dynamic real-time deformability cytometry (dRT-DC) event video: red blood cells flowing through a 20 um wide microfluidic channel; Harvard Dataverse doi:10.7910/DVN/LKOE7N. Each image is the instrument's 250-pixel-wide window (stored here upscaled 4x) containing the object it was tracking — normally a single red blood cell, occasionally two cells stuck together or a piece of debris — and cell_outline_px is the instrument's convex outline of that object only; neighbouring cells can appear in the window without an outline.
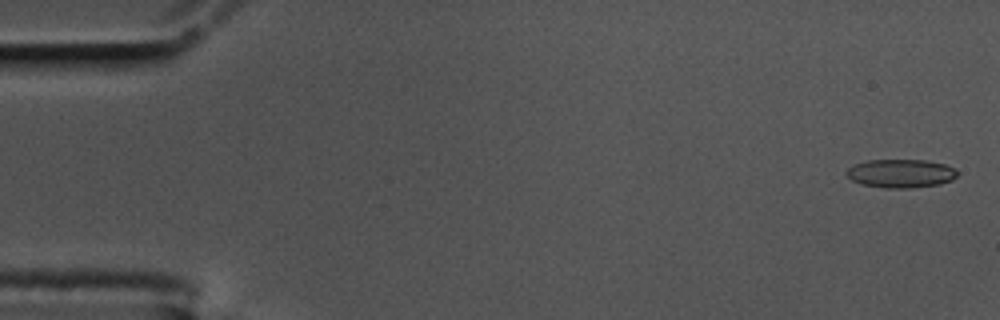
{"species": "common noctule bat (a hibernating species)", "species_latin": "Nyctalus noctula", "temperature_condition": "cold", "stored_images_in_passage": 58, "camera_frame_rate_fps": 3000, "um_per_image_px": 0.085, "animal": {"sex": "male", "body_mass_g": 17.5, "forearm_length_mm": 52.3}, "frame": {"image": 1, "passage_image": 2, "time_ms": 0.333, "image_size_px": [1000, 320], "cell_outline_px": [[960, 172], [952, 180], [940, 184], [908, 188], [888, 188], [864, 184], [852, 180], [844, 172], [852, 164], [864, 160], [924, 160], [944, 164]], "centroid_in_image_um": [76.55, 14.73], "position_along_channel_um": 8.5, "area_um2": 18.38}}
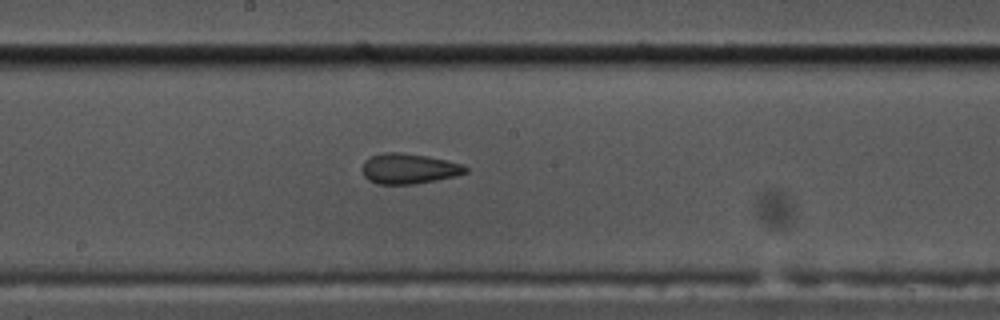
{"frame": {"image": 2, "passage_image": 31, "time_ms": 10.0, "image_size_px": [1000, 320], "cell_outline_px": [[468, 172], [456, 176], [416, 184], [380, 184], [368, 180], [364, 176], [360, 168], [364, 160], [372, 156], [384, 152], [400, 152], [428, 156], [464, 164], [468, 168]], "centroid_in_image_um": [34.75, 14.33], "position_along_channel_um": 213.5, "area_um2": 18.5}}
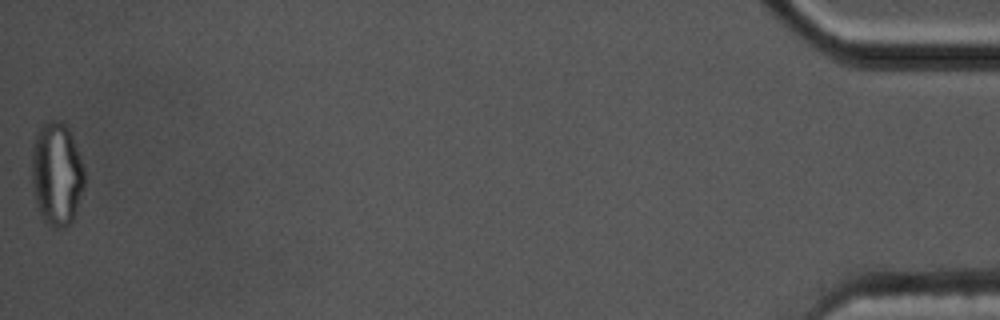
{"frame": {"image": 3, "passage_image": 58, "time_ms": 19.0, "image_size_px": [1000, 320], "cell_outline_px": [[84, 188], [72, 220], [64, 228], [52, 228], [40, 216], [36, 204], [32, 180], [32, 148], [36, 136], [40, 128], [48, 120], [60, 120], [68, 128], [72, 136], [80, 156], [84, 168]], "centroid_in_image_um": [4.82, 14.8], "position_along_channel_um": 430.4, "area_um2": 31.67}, "authors_computed_cell_mechanics": {"area_um2": 18.5538, "velocity_mm_per_s": 3.4921, "shape_relaxation_time_tau1_ms": null, "shape_relaxation_time_tau2_ms": 2.8552, "deformation_change_tau1": null, "deformation_change_tau2": 0.1019}}